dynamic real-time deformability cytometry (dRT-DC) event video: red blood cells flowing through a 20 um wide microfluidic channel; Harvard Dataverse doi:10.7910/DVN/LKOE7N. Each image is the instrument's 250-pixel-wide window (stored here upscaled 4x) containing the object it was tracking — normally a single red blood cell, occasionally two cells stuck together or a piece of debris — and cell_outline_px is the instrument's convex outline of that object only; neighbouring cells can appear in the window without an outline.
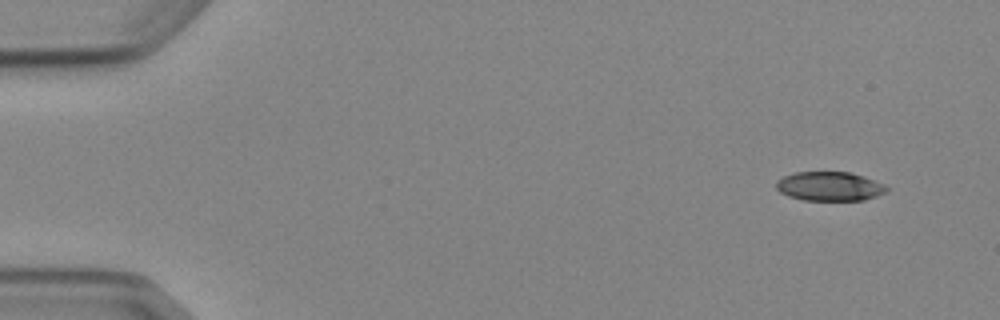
{"species": "Egyptian fruit bat (a non-hibernating species)", "species_latin": "Rousettus aegyptiacus", "temperature_condition": "cold", "stored_images_in_passage": 5, "camera_frame_rate_fps": 3000, "um_per_image_px": 0.085, "animal": {"sex": "female"}, "frame": {"image": 1, "passage_image": 1, "time_ms": 0.0, "image_size_px": [1000, 320], "cell_outline_px": [[888, 192], [864, 200], [804, 200], [788, 196], [780, 192], [776, 188], [776, 180], [784, 176], [796, 172], [848, 172], [864, 176], [884, 184], [888, 188]], "centroid_in_image_um": [70.52, 15.84], "position_along_channel_um": 14.5, "area_um2": 18.79}}
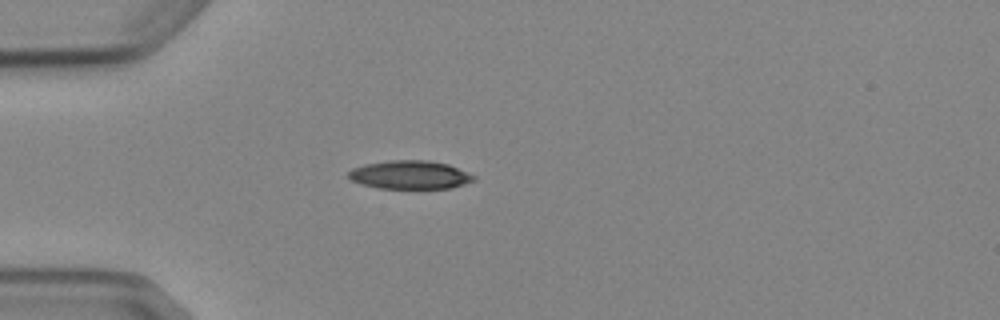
{"frame": {"image": 2, "passage_image": 4, "time_ms": 3.667, "image_size_px": [1000, 320], "cell_outline_px": [[476, 180], [452, 188], [380, 188], [360, 184], [352, 180], [348, 176], [348, 172], [352, 168], [364, 164], [388, 160], [428, 160], [448, 164], [468, 172], [476, 176]], "centroid_in_image_um": [34.86, 14.85], "position_along_channel_um": 50.1, "area_um2": 20.87}}